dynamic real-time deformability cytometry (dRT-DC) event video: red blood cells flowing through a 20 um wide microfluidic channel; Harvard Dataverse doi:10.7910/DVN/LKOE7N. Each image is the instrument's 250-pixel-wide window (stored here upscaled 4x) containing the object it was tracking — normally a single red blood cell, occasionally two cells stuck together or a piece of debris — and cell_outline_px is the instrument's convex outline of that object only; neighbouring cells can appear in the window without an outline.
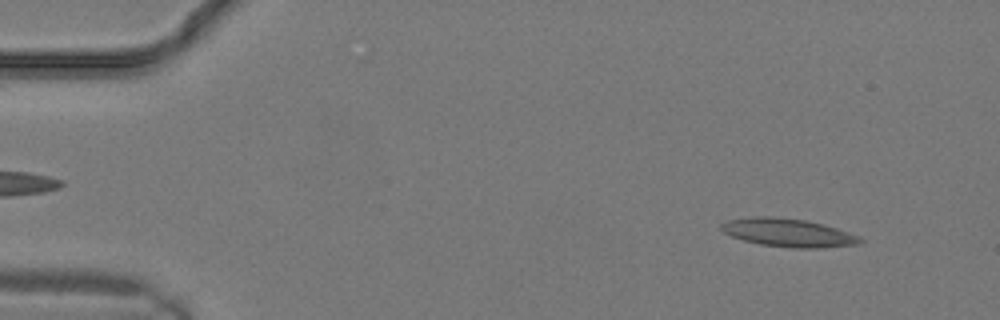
{"species": "common noctule bat (a hibernating species)", "species_latin": "Nyctalus noctula", "temperature_condition": "warm", "stored_images_in_passage": 9, "camera_frame_rate_fps": 3000, "um_per_image_px": 0.085, "animal": {"sex": "male", "body_mass_g": 19.2, "forearm_length_mm": 51.8}, "frame": {"image": 1, "passage_image": 2, "time_ms": 0.333, "image_size_px": [1000, 320], "cell_outline_px": [[864, 240], [860, 244], [816, 248], [792, 248], [760, 244], [744, 240], [732, 236], [724, 232], [720, 228], [720, 224], [728, 220], [752, 216], [772, 216], [804, 220], [836, 228], [860, 236]], "centroid_in_image_um": [66.99, 19.78], "position_along_channel_um": 18.0, "area_um2": 22.72}}
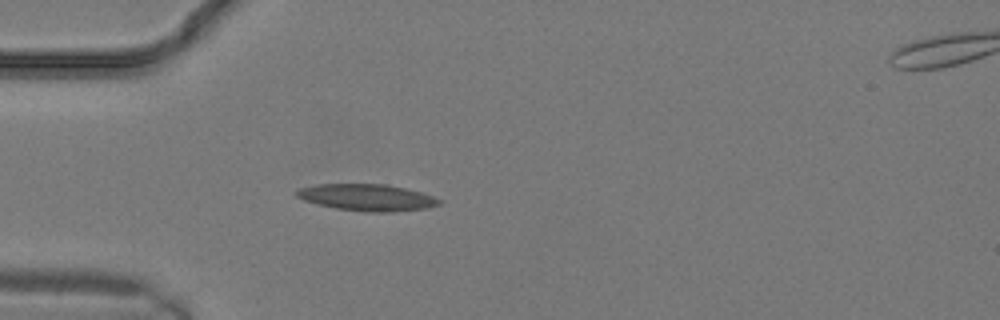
{"frame": {"image": 2, "passage_image": 7, "time_ms": 2.0, "image_size_px": [1000, 320], "cell_outline_px": [[440, 204], [428, 208], [392, 212], [372, 212], [336, 208], [304, 200], [296, 196], [292, 192], [300, 188], [320, 184], [384, 184], [404, 188], [420, 192], [432, 196], [440, 200]], "centroid_in_image_um": [31.19, 16.78], "position_along_channel_um": 53.8, "area_um2": 21.91}}
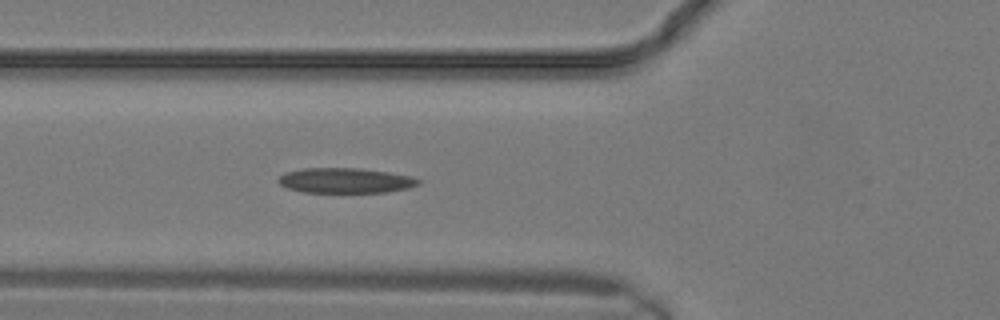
{"frame": {"image": 3, "passage_image": 9, "time_ms": 2.667, "image_size_px": [1000, 320], "cell_outline_px": [[420, 184], [408, 188], [388, 192], [304, 192], [288, 188], [280, 184], [276, 180], [284, 172], [304, 168], [360, 168], [388, 172], [412, 176], [420, 180]], "centroid_in_image_um": [29.36, 15.34], "position_along_channel_um": 96.4, "area_um2": 20.52}}